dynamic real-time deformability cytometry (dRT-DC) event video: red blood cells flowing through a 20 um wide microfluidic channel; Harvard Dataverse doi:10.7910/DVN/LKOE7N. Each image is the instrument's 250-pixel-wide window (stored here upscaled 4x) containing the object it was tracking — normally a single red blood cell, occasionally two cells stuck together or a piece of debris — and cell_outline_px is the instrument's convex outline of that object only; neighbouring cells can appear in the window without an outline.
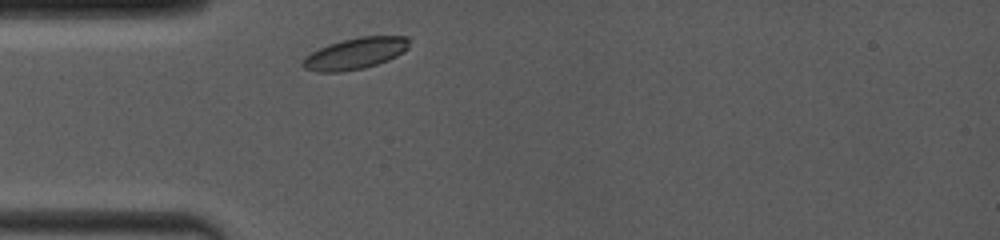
{"species": "common noctule bat (a hibernating species)", "species_latin": "Nyctalus noctula", "temperature_condition": "room temperature", "stored_images_in_passage": 24, "camera_frame_rate_fps": 4000, "um_per_image_px": 0.085, "animal": {"sex": "female", "body_mass_g": 19.0, "forearm_length_mm": 53.3}, "frame": {"image": 1, "passage_image": 1, "time_ms": 0.0, "image_size_px": [1000, 240], "cell_outline_px": [[408, 48], [404, 52], [388, 60], [364, 68], [340, 72], [316, 72], [304, 68], [300, 64], [304, 56], [328, 44], [360, 36], [408, 36]], "centroid_in_image_um": [30.17, 4.55], "position_along_channel_um": 54.8, "area_um2": 19.48}}
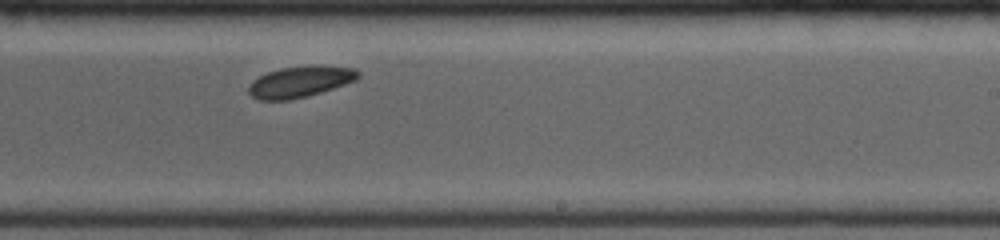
{"frame": {"image": 2, "passage_image": 14, "time_ms": 5.5, "image_size_px": [1000, 240], "cell_outline_px": [[360, 76], [356, 80], [308, 96], [288, 100], [260, 100], [252, 96], [248, 92], [248, 84], [252, 80], [268, 72], [280, 68], [352, 68], [360, 72]], "centroid_in_image_um": [25.42, 7.0], "position_along_channel_um": 263.6, "area_um2": 18.9}}
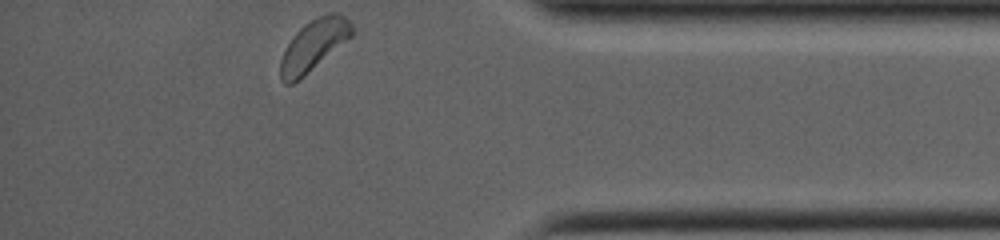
{"frame": {"image": 3, "passage_image": 24, "time_ms": 9.5, "image_size_px": [1000, 240], "cell_outline_px": [[356, 32], [352, 36], [304, 76], [292, 84], [284, 84], [280, 80], [280, 60], [288, 44], [296, 32], [304, 24], [328, 12], [340, 12], [352, 24]], "centroid_in_image_um": [26.68, 3.84], "position_along_channel_um": 408.5, "area_um2": 21.21}, "authors_computed_cell_mechanics": {"area_um2": 19.8543, "velocity_mm_per_s": 3.9282, "shape_relaxation_time_tau1_ms": 0.5201, "shape_relaxation_time_tau2_ms": null, "deformation_change_tau1": 0.0484, "deformation_change_tau2": null}}